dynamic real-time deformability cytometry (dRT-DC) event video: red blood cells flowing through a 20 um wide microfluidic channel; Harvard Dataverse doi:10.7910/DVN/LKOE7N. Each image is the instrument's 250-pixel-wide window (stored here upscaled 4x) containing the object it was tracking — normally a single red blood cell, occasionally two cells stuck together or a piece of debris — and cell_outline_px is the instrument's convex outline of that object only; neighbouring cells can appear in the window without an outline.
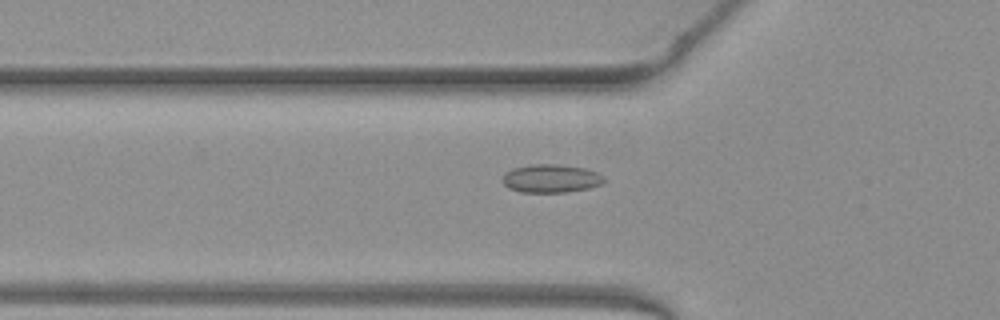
{"species": "common noctule bat (a hibernating species)", "species_latin": "Nyctalus noctula", "temperature_condition": "warm", "stored_images_in_passage": 52, "camera_frame_rate_fps": 3000, "um_per_image_px": 0.085, "animal": {"sex": "female", "body_mass_g": 19.3, "forearm_length_mm": 54.1}, "frame": {"image": 1, "passage_image": 18, "time_ms": 5.667, "image_size_px": [1000, 320], "cell_outline_px": [[608, 180], [600, 184], [588, 188], [564, 192], [520, 192], [508, 188], [504, 184], [504, 176], [512, 168], [532, 164], [556, 164], [584, 168], [600, 172]], "centroid_in_image_um": [46.89, 15.17], "position_along_channel_um": 78.9, "area_um2": 16.7}}
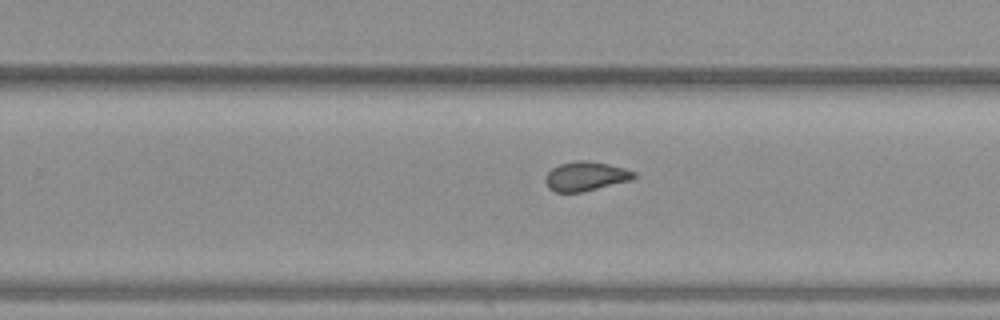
{"frame": {"image": 2, "passage_image": 33, "time_ms": 10.667, "image_size_px": [1000, 320], "cell_outline_px": [[636, 176], [632, 180], [580, 192], [556, 192], [548, 188], [544, 180], [548, 172], [552, 168], [560, 164], [576, 160], [584, 160], [608, 164], [624, 168], [636, 172]], "centroid_in_image_um": [49.78, 14.98], "position_along_channel_um": 280.0, "area_um2": 15.03}}
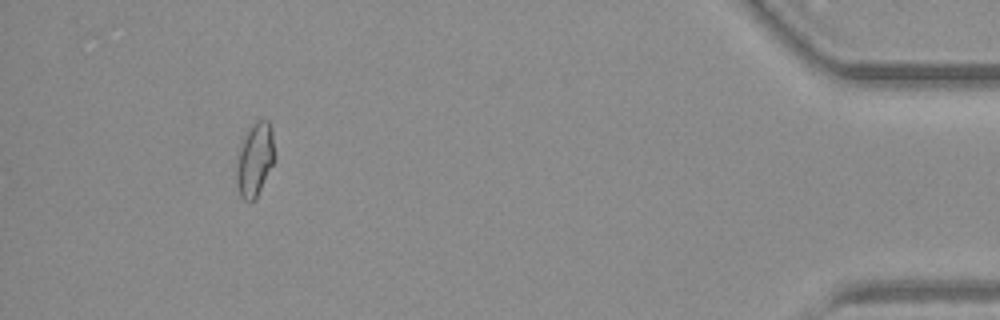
{"frame": {"image": 3, "passage_image": 48, "time_ms": 15.667, "image_size_px": [1000, 320], "cell_outline_px": [[276, 160], [256, 196], [252, 200], [244, 200], [240, 196], [236, 180], [236, 160], [240, 140], [248, 128], [256, 120], [264, 116], [268, 120], [272, 128], [276, 156]], "centroid_in_image_um": [21.67, 13.45], "position_along_channel_um": 413.5, "area_um2": 16.99}, "authors_computed_cell_mechanics": {"area_um2": 15.9239, "velocity_mm_per_s": 4.0117, "shape_relaxation_time_tau1_ms": null, "shape_relaxation_time_tau2_ms": 1.3329, "deformation_change_tau1": null, "deformation_change_tau2": 0.0479}}